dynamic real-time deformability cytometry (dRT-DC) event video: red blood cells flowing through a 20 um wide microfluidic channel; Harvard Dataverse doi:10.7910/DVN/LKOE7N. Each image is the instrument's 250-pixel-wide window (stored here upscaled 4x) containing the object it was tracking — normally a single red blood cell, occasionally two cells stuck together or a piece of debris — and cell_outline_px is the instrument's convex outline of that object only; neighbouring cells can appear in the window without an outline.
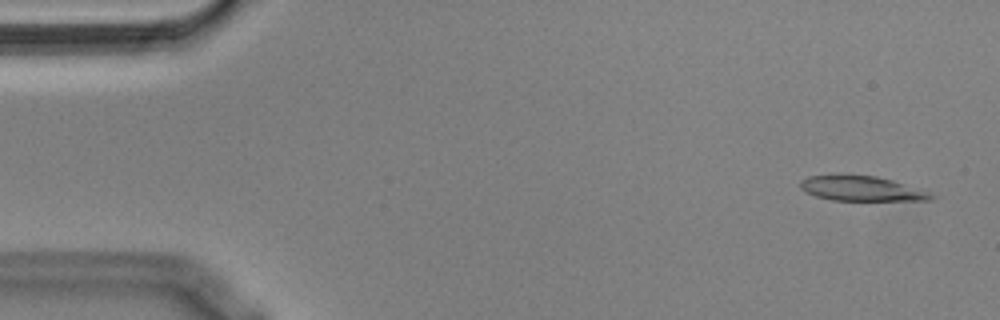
{"species": "Egyptian fruit bat (a non-hibernating species)", "species_latin": "Rousettus aegyptiacus", "temperature_condition": "cold", "stored_images_in_passage": 55, "camera_frame_rate_fps": 3000, "um_per_image_px": 0.085, "animal": {"sex": "male"}, "frame": {"image": 1, "passage_image": 3, "time_ms": 0.667, "image_size_px": [1000, 320], "cell_outline_px": [[936, 196], [932, 200], [832, 200], [816, 196], [804, 192], [800, 188], [800, 180], [808, 176], [840, 172], [876, 176], [892, 180], [928, 192]], "centroid_in_image_um": [73.12, 15.98], "position_along_channel_um": 11.9, "area_um2": 19.48}}
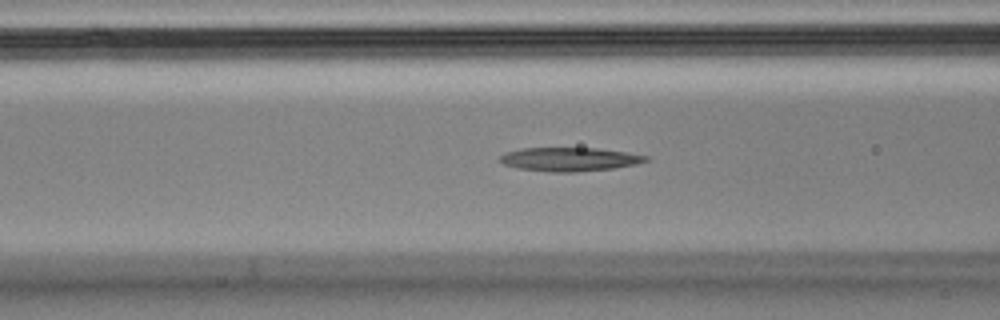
{"frame": {"image": 2, "passage_image": 21, "time_ms": 6.667, "image_size_px": [1000, 320], "cell_outline_px": [[652, 160], [636, 164], [612, 168], [576, 172], [552, 172], [516, 168], [504, 164], [500, 160], [500, 156], [504, 152], [524, 148], [596, 148], [624, 152], [648, 156]], "centroid_in_image_um": [48.41, 13.54], "position_along_channel_um": 118.2, "area_um2": 20.11}}
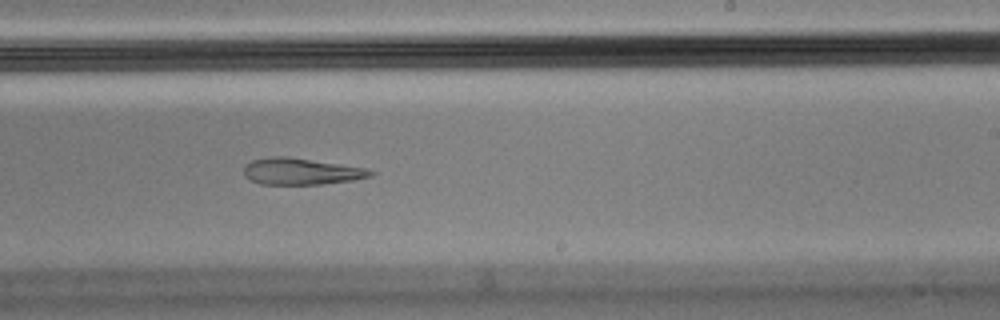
{"frame": {"image": 3, "passage_image": 33, "time_ms": 10.667, "image_size_px": [1000, 320], "cell_outline_px": [[376, 172], [372, 176], [352, 180], [320, 184], [260, 184], [248, 180], [244, 176], [244, 164], [252, 160], [272, 156], [288, 156], [364, 168]], "centroid_in_image_um": [25.53, 14.57], "position_along_channel_um": 263.5, "area_um2": 19.59}}